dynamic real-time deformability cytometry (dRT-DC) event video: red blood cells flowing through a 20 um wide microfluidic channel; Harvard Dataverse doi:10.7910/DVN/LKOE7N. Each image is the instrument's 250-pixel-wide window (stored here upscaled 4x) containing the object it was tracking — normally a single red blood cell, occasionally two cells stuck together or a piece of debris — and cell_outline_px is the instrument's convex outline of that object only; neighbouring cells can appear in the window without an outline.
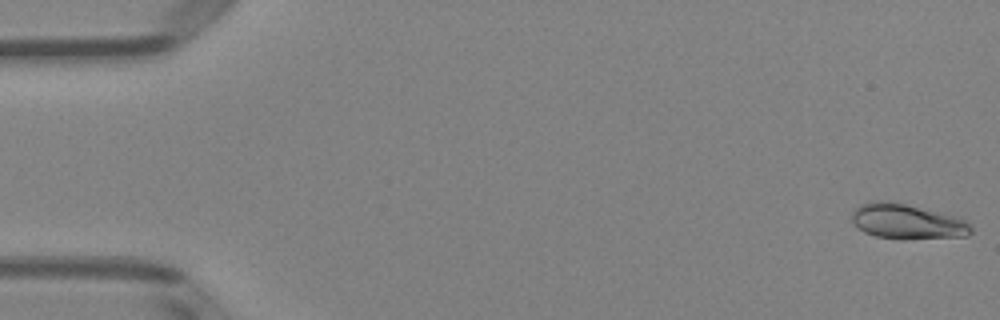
{"species": "Egyptian fruit bat (a non-hibernating species)", "species_latin": "Rousettus aegyptiacus", "temperature_condition": "room temperature", "stored_images_in_passage": 51, "camera_frame_rate_fps": 3000, "um_per_image_px": 0.085, "animal": {"sex": "female"}, "frame": {"image": 1, "passage_image": 1, "time_ms": 0.0, "image_size_px": [1000, 320], "cell_outline_px": [[972, 232], [968, 236], [904, 240], [900, 240], [876, 236], [864, 232], [856, 228], [852, 224], [852, 212], [860, 204], [868, 200], [888, 200], [956, 216], [968, 220], [972, 224]], "centroid_in_image_um": [77.1, 18.84], "position_along_channel_um": 7.9, "area_um2": 25.03}}
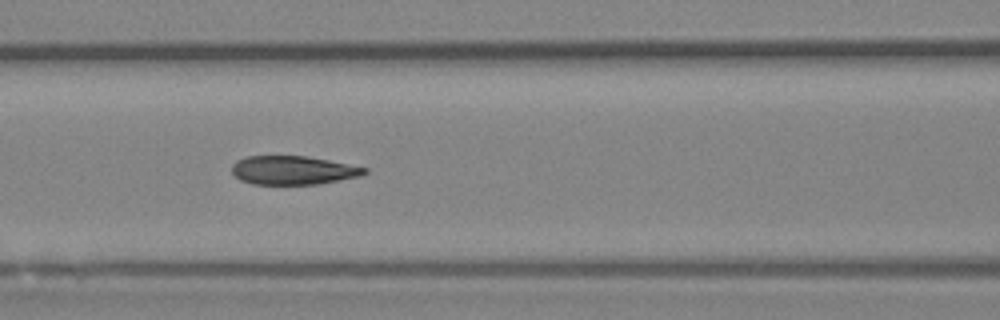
{"frame": {"image": 2, "passage_image": 22, "time_ms": 7.0, "image_size_px": [1000, 320], "cell_outline_px": [[368, 172], [360, 176], [316, 184], [252, 184], [240, 180], [232, 172], [232, 164], [236, 160], [244, 156], [308, 156], [368, 168]], "centroid_in_image_um": [24.88, 14.46], "position_along_channel_um": 141.7, "area_um2": 22.14}}
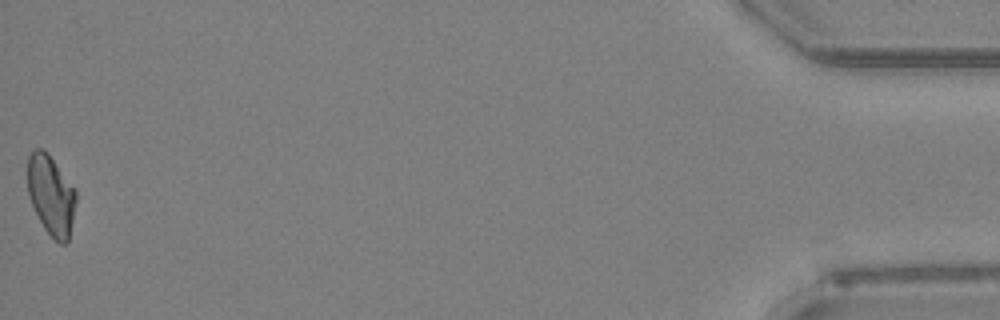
{"frame": {"image": 3, "passage_image": 51, "time_ms": 16.667, "image_size_px": [1000, 320], "cell_outline_px": [[76, 200], [68, 240], [64, 244], [60, 244], [44, 228], [28, 196], [28, 156], [36, 148], [44, 148], [48, 152], [76, 188]], "centroid_in_image_um": [4.35, 16.53], "position_along_channel_um": 430.9, "area_um2": 22.48}, "authors_computed_cell_mechanics": {"area_um2": 23.0044, "velocity_mm_per_s": 3.9913, "shape_relaxation_time_tau1_ms": null, "shape_relaxation_time_tau2_ms": 2.2558, "deformation_change_tau1": null, "deformation_change_tau2": 0.0748}}